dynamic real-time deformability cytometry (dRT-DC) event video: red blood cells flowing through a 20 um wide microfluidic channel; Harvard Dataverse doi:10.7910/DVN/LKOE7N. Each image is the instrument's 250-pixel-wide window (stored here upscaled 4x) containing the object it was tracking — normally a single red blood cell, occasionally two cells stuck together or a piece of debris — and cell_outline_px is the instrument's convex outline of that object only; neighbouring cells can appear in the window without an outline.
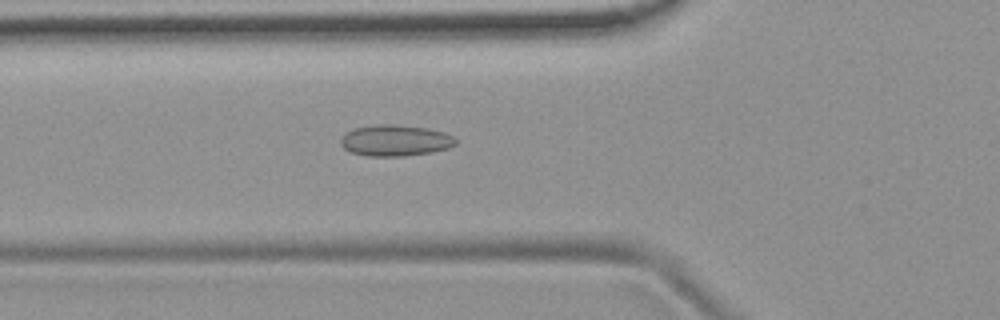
{"species": "common noctule bat (a hibernating species)", "species_latin": "Nyctalus noctula", "temperature_condition": "room temperature", "stored_images_in_passage": 47, "camera_frame_rate_fps": 3000, "um_per_image_px": 0.085, "animal": {"sex": "female", "body_mass_g": 19.9}, "frame": {"image": 1, "passage_image": 13, "time_ms": 4.0, "image_size_px": [1000, 320], "cell_outline_px": [[456, 144], [448, 148], [432, 152], [404, 156], [368, 156], [352, 152], [344, 148], [340, 144], [340, 140], [348, 132], [356, 128], [376, 124], [396, 124], [428, 128], [444, 132], [452, 136], [456, 140]], "centroid_in_image_um": [33.62, 11.94], "position_along_channel_um": 92.2, "area_um2": 20.81}}
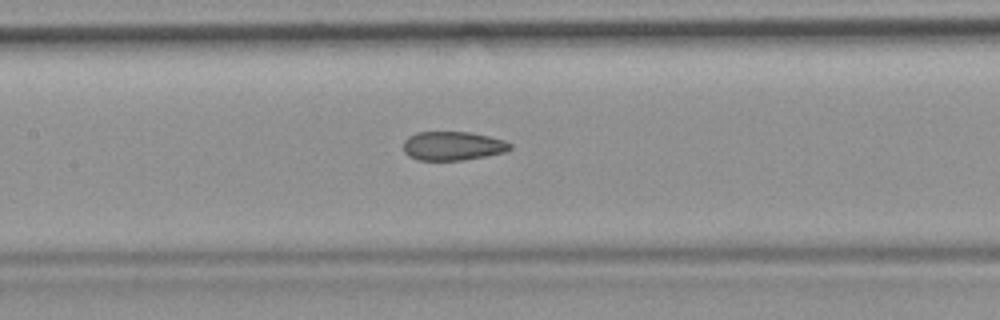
{"frame": {"image": 2, "passage_image": 19, "time_ms": 6.0, "image_size_px": [1000, 320], "cell_outline_px": [[512, 148], [508, 152], [464, 160], [416, 160], [408, 156], [404, 152], [404, 140], [408, 136], [416, 132], [468, 132], [488, 136], [504, 140], [512, 144]], "centroid_in_image_um": [38.49, 12.41], "position_along_channel_um": 168.9, "area_um2": 18.15}}
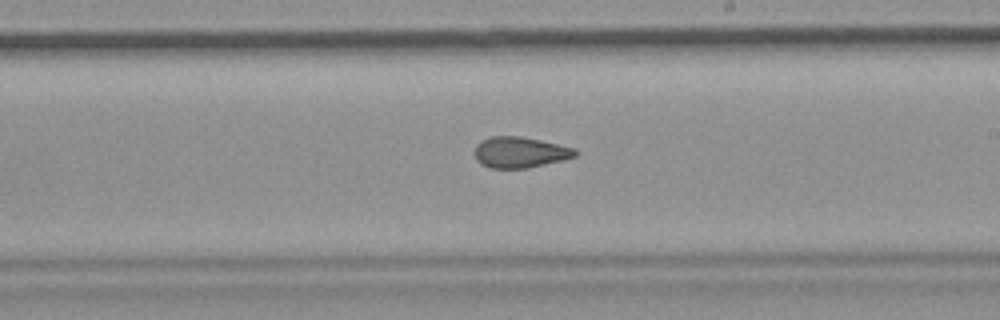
{"frame": {"image": 3, "passage_image": 25, "time_ms": 8.0, "image_size_px": [1000, 320], "cell_outline_px": [[580, 152], [576, 156], [564, 160], [528, 168], [492, 168], [480, 164], [476, 160], [476, 144], [480, 140], [492, 136], [520, 136], [540, 140], [576, 148]], "centroid_in_image_um": [44.23, 12.94], "position_along_channel_um": 244.8, "area_um2": 18.26}, "authors_computed_cell_mechanics": {"area_um2": 18.7272, "velocity_mm_per_s": 3.8192, "shape_relaxation_time_tau1_ms": null, "shape_relaxation_time_tau2_ms": 1.7318, "deformation_change_tau1": null, "deformation_change_tau2": 0.075}}